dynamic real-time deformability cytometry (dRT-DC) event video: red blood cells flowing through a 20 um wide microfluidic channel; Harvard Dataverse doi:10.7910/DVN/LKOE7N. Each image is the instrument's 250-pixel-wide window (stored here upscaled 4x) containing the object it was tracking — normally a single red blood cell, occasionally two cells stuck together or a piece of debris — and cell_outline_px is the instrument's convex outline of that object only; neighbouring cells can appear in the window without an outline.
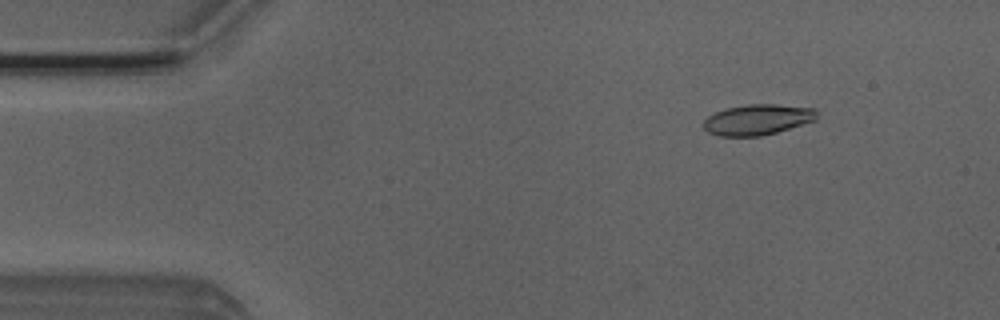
{"species": "Egyptian fruit bat (a non-hibernating species)", "species_latin": "Rousettus aegyptiacus", "temperature_condition": "room temperature", "stored_images_in_passage": 45, "camera_frame_rate_fps": 3000, "um_per_image_px": 0.085, "animal": {"sex": "male"}, "frame": {"image": 1, "passage_image": 1, "time_ms": 0.0, "image_size_px": [1000, 320], "cell_outline_px": [[816, 120], [776, 132], [760, 136], [720, 136], [708, 132], [704, 128], [704, 120], [708, 116], [716, 112], [728, 108], [748, 104], [776, 104], [816, 108]], "centroid_in_image_um": [64.4, 10.16], "position_along_channel_um": 20.6, "area_um2": 20.06}}
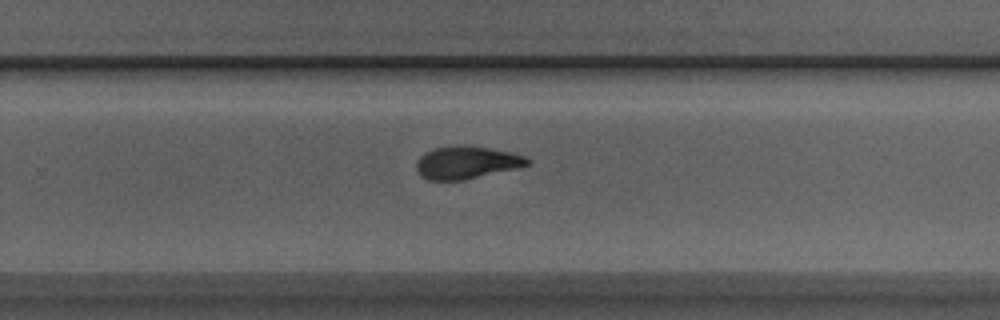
{"frame": {"image": 2, "passage_image": 27, "time_ms": 8.667, "image_size_px": [1000, 320], "cell_outline_px": [[532, 160], [528, 164], [516, 168], [460, 180], [428, 180], [420, 176], [416, 168], [416, 160], [424, 152], [432, 148], [456, 144], [460, 144], [488, 148], [512, 152], [524, 156]], "centroid_in_image_um": [39.6, 13.79], "position_along_channel_um": 290.2, "area_um2": 21.15}}
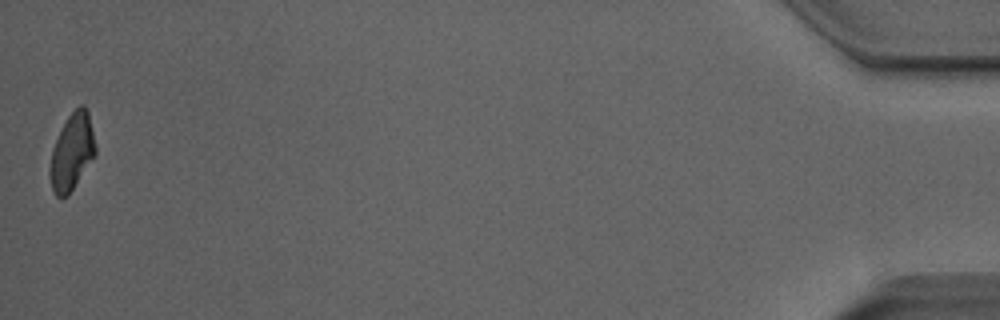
{"frame": {"image": 3, "passage_image": 45, "time_ms": 14.667, "image_size_px": [1000, 320], "cell_outline_px": [[96, 152], [68, 196], [56, 196], [52, 192], [48, 176], [48, 172], [52, 148], [68, 116], [80, 104], [84, 104], [88, 112], [92, 128], [96, 148]], "centroid_in_image_um": [6.08, 12.93], "position_along_channel_um": 429.1, "area_um2": 20.11}, "authors_computed_cell_mechanics": {"area_um2": 21.097, "velocity_mm_per_s": 4.0195, "shape_relaxation_time_tau1_ms": 3.8599, "shape_relaxation_time_tau2_ms": 2.3681, "deformation_change_tau1": 0.1778, "deformation_change_tau2": 0.0815}}